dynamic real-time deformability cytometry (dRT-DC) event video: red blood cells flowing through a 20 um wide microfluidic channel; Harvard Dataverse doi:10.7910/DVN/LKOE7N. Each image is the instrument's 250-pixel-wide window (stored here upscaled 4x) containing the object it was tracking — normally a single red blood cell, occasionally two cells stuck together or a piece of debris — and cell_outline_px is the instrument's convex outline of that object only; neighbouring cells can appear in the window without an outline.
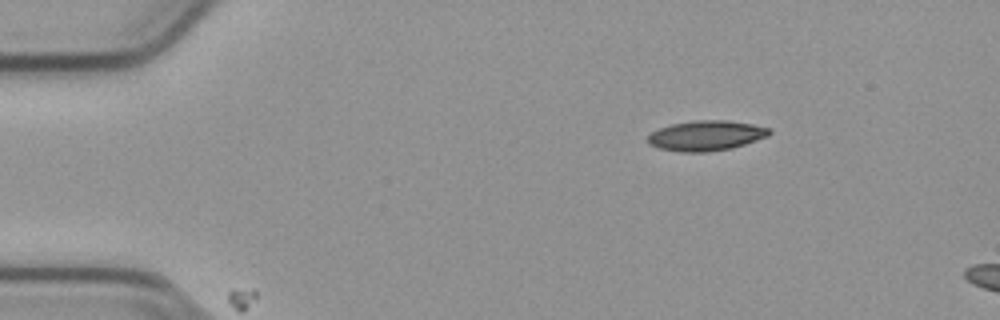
{"species": "common noctule bat (a hibernating species)", "species_latin": "Nyctalus noctula", "temperature_condition": "cold", "stored_images_in_passage": 2, "camera_frame_rate_fps": 3000, "um_per_image_px": 0.085, "animal": {"sex": "male", "body_mass_g": 23.1, "forearm_length_mm": 52.7}, "frame": {"image": 1, "passage_image": 1, "time_ms": 0.0, "image_size_px": [1000, 320], "cell_outline_px": [[772, 132], [768, 136], [732, 148], [708, 152], [680, 152], [660, 148], [648, 144], [644, 140], [652, 132], [660, 128], [672, 124], [696, 120], [728, 120], [752, 124], [768, 128]], "centroid_in_image_um": [59.99, 11.53], "position_along_channel_um": 25.0, "area_um2": 21.33}}